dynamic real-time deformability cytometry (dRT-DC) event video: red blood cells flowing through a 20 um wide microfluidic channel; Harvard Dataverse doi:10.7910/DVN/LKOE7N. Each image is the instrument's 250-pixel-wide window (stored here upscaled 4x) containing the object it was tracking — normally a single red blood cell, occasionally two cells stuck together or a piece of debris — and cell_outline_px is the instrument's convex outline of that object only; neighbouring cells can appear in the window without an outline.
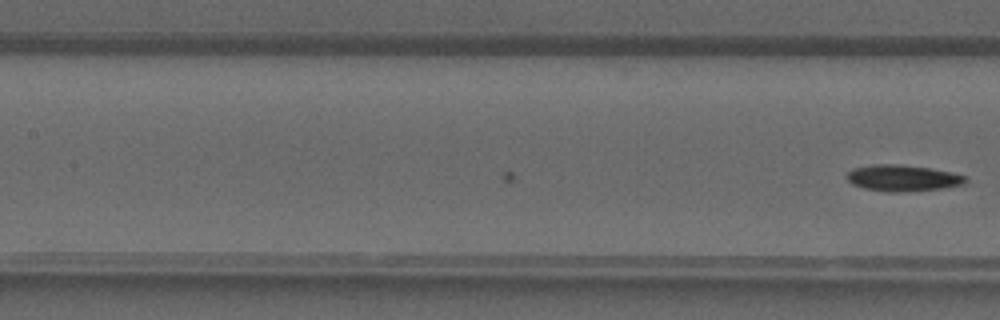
{"species": "common noctule bat (a hibernating species)", "species_latin": "Nyctalus noctula", "temperature_condition": "warm", "stored_images_in_passage": 14, "camera_frame_rate_fps": 3000, "um_per_image_px": 0.085, "animal": {"sex": "male", "forearm_length_mm": 52.5}, "frame": {"image": 1, "passage_image": 14, "time_ms": 4.333, "image_size_px": [1000, 320], "cell_outline_px": [[968, 180], [964, 184], [944, 188], [908, 192], [888, 192], [864, 188], [852, 184], [844, 176], [852, 168], [872, 164], [900, 164], [932, 168], [952, 172], [968, 176]], "centroid_in_image_um": [76.75, 15.13], "position_along_channel_um": 130.7, "area_um2": 18.61}}